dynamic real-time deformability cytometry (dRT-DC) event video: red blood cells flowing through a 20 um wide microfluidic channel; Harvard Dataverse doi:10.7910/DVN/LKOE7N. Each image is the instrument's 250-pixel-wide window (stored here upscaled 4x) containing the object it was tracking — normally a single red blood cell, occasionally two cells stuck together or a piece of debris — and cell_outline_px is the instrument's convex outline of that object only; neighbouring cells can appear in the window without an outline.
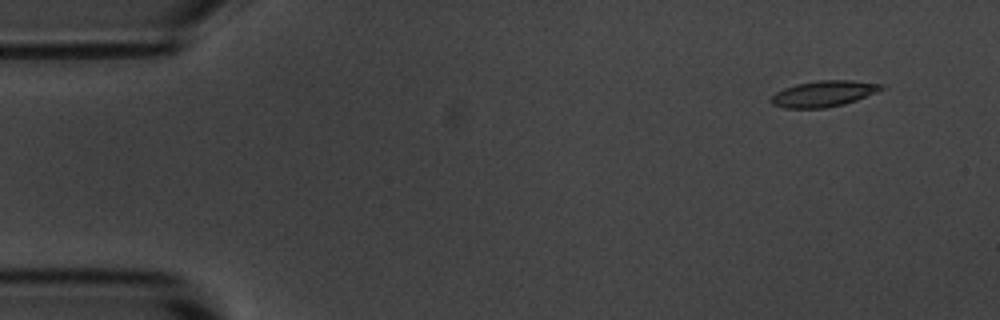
{"species": "common noctule bat (a hibernating species)", "species_latin": "Nyctalus noctula", "temperature_condition": "room temperature", "stored_images_in_passage": 6, "camera_frame_rate_fps": 3000, "um_per_image_px": 0.085, "animal": {"sex": "male", "body_mass_g": 20.1, "forearm_length_mm": 53.5}, "frame": {"image": 1, "passage_image": 2, "time_ms": 1.333, "image_size_px": [1000, 320], "cell_outline_px": [[888, 88], [856, 100], [844, 104], [824, 108], [784, 108], [772, 104], [768, 100], [776, 92], [784, 88], [796, 84], [816, 80], [852, 80], [884, 84]], "centroid_in_image_um": [70.03, 7.95], "position_along_channel_um": 15.0, "area_um2": 16.94}}